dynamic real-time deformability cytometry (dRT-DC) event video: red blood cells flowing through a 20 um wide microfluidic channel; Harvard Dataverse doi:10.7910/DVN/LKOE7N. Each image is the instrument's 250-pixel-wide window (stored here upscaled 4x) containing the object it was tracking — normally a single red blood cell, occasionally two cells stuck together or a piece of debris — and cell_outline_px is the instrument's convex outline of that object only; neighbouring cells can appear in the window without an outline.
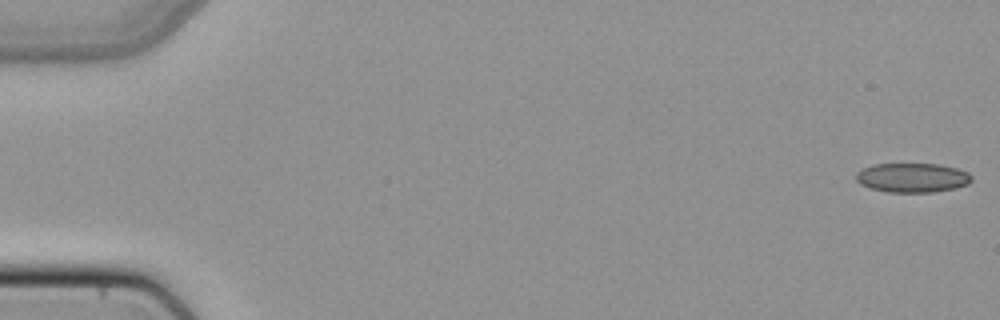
{"species": "common noctule bat (a hibernating species)", "species_latin": "Nyctalus noctula", "temperature_condition": "cold", "stored_images_in_passage": 51, "camera_frame_rate_fps": 3000, "um_per_image_px": 0.085, "animal": {"sex": "female", "body_mass_g": 22.7, "forearm_length_mm": 54.2}, "frame": {"image": 1, "passage_image": 1, "time_ms": 0.0, "image_size_px": [1000, 320], "cell_outline_px": [[972, 180], [968, 184], [956, 188], [932, 192], [888, 192], [868, 188], [860, 184], [856, 180], [856, 172], [872, 164], [940, 164], [956, 168], [968, 172], [972, 176]], "centroid_in_image_um": [77.55, 15.1], "position_along_channel_um": 7.5, "area_um2": 19.88}}
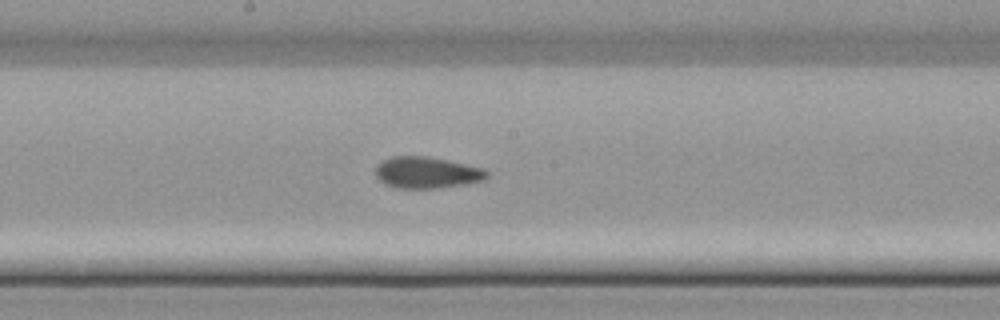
{"frame": {"image": 2, "passage_image": 28, "time_ms": 9.0, "image_size_px": [1000, 320], "cell_outline_px": [[488, 176], [484, 180], [464, 184], [436, 188], [396, 188], [384, 184], [372, 172], [376, 164], [392, 156], [424, 156], [484, 168], [488, 172]], "centroid_in_image_um": [36.21, 14.67], "position_along_channel_um": 212.0, "area_um2": 20.4}}
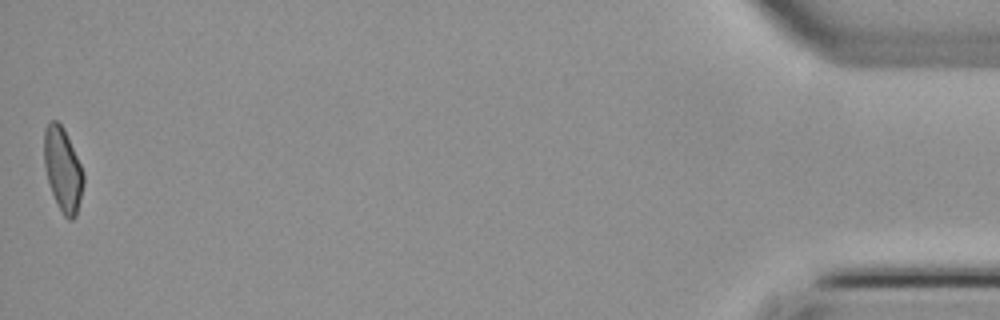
{"frame": {"image": 3, "passage_image": 51, "time_ms": 16.667, "image_size_px": [1000, 320], "cell_outline_px": [[84, 184], [76, 216], [72, 220], [68, 220], [64, 216], [56, 204], [48, 180], [44, 164], [44, 128], [48, 120], [56, 120], [64, 128], [84, 172]], "centroid_in_image_um": [5.34, 14.4], "position_along_channel_um": 429.9, "area_um2": 19.36}}